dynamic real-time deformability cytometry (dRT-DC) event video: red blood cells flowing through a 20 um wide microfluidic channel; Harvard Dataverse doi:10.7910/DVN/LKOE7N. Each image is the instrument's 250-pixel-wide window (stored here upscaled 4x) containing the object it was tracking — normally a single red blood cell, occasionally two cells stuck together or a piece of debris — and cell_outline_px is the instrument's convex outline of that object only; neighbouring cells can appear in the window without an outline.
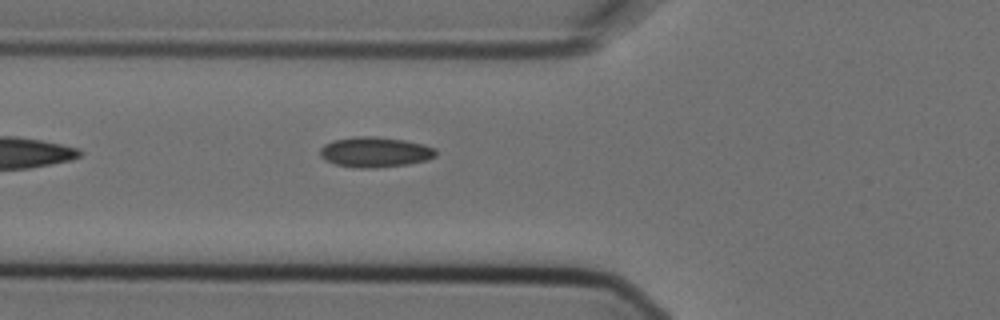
{"species": "Egyptian fruit bat (a non-hibernating species)", "species_latin": "Rousettus aegyptiacus", "temperature_condition": "cold", "stored_images_in_passage": 5, "camera_frame_rate_fps": 3000, "um_per_image_px": 0.085, "animal": {"sex": "female"}, "frame": {"image": 1, "passage_image": 5, "time_ms": 1.333, "image_size_px": [1000, 320], "cell_outline_px": [[436, 156], [428, 160], [408, 164], [376, 168], [360, 168], [336, 164], [324, 160], [320, 156], [320, 148], [324, 144], [332, 140], [356, 136], [372, 136], [404, 140], [424, 144], [436, 148]], "centroid_in_image_um": [31.88, 12.92], "position_along_channel_um": 93.9, "area_um2": 20.58}}